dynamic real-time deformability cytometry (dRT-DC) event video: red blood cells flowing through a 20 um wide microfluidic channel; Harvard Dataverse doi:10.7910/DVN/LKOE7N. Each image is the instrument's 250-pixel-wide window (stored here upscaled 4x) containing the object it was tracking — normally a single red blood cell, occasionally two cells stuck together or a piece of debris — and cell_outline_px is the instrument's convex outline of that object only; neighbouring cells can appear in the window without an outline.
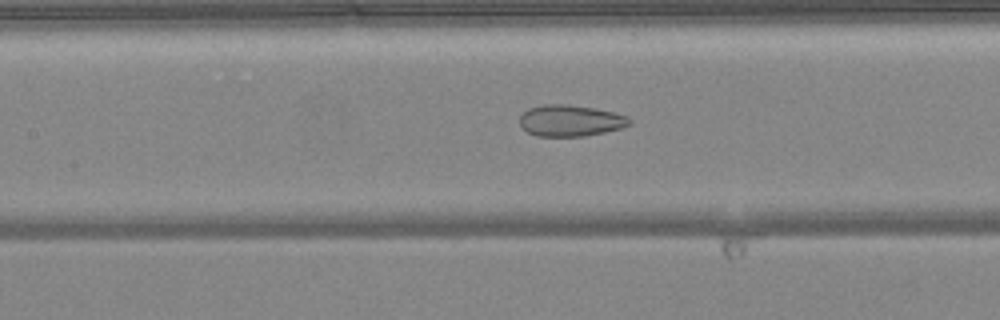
{"species": "common noctule bat (a hibernating species)", "species_latin": "Nyctalus noctula", "temperature_condition": "warm", "stored_images_in_passage": 51, "camera_frame_rate_fps": 3000, "um_per_image_px": 0.085, "animal": {"sex": "female", "body_mass_g": 24.6, "forearm_length_mm": 56.2}, "frame": {"image": 1, "passage_image": 23, "time_ms": 7.333, "image_size_px": [1000, 320], "cell_outline_px": [[632, 124], [624, 128], [584, 136], [536, 136], [520, 128], [520, 116], [528, 108], [544, 104], [568, 104], [596, 108], [628, 116], [632, 120]], "centroid_in_image_um": [48.5, 10.25], "position_along_channel_um": 158.9, "area_um2": 20.35}}
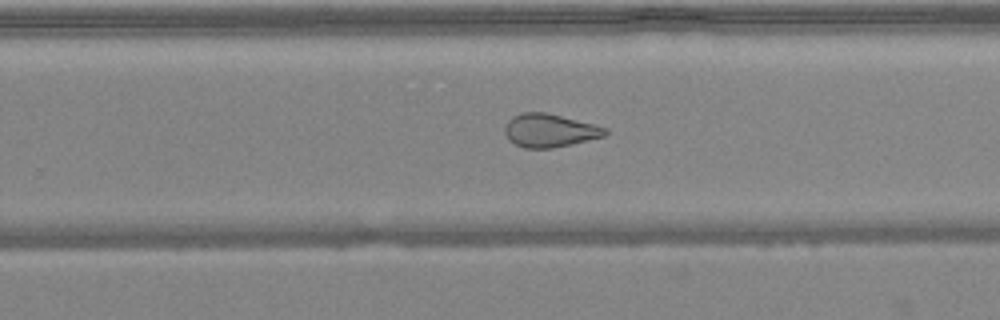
{"frame": {"image": 2, "passage_image": 32, "time_ms": 10.333, "image_size_px": [1000, 320], "cell_outline_px": [[608, 132], [604, 136], [572, 144], [552, 148], [524, 148], [508, 140], [504, 132], [504, 128], [508, 120], [512, 116], [524, 112], [544, 112], [608, 128]], "centroid_in_image_um": [46.68, 11.1], "position_along_channel_um": 283.1, "area_um2": 19.31}}
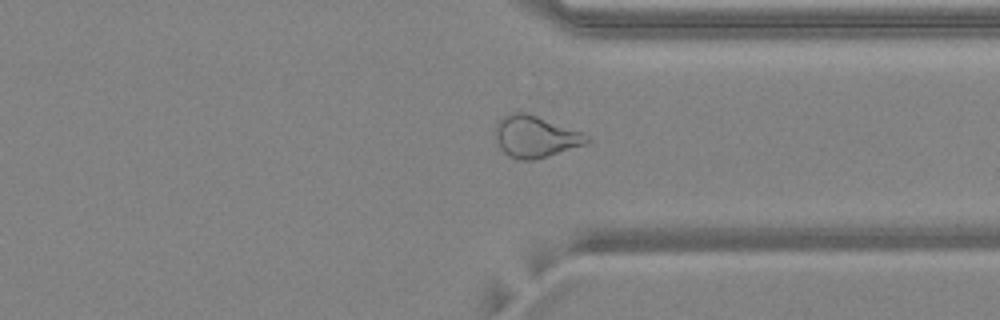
{"frame": {"image": 3, "passage_image": 38, "time_ms": 12.333, "image_size_px": [1000, 320], "cell_outline_px": [[592, 140], [588, 144], [532, 160], [520, 160], [508, 156], [500, 148], [492, 132], [496, 124], [504, 116], [516, 112], [524, 112], [584, 132]], "centroid_in_image_um": [45.51, 11.62], "position_along_channel_um": 365.9, "area_um2": 22.31}, "authors_computed_cell_mechanics": {"area_um2": 25.143, "velocity_mm_per_s": 4.1653, "shape_relaxation_time_tau1_ms": null, "shape_relaxation_time_tau2_ms": 1.695, "deformation_change_tau1": null, "deformation_change_tau2": 0.1014}}